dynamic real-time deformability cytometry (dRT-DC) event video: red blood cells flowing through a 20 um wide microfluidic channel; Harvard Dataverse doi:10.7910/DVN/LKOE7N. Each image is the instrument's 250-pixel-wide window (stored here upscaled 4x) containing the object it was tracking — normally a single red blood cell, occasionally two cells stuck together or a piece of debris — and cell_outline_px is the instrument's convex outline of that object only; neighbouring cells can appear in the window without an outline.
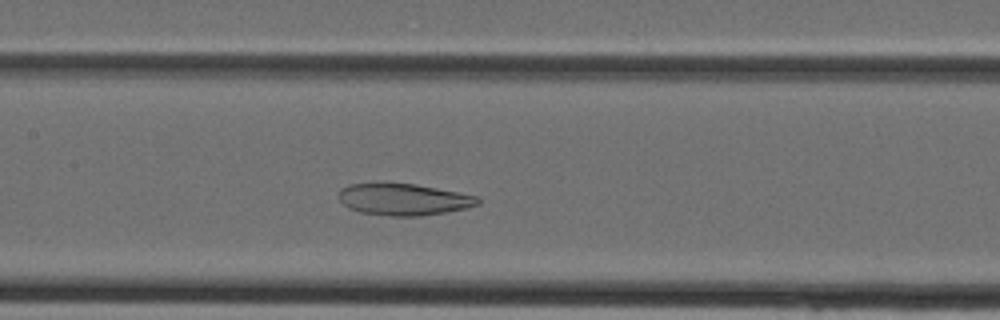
{"species": "Egyptian fruit bat (a non-hibernating species)", "species_latin": "Rousettus aegyptiacus", "temperature_condition": "cold", "stored_images_in_passage": 34, "camera_frame_rate_fps": 3000, "um_per_image_px": 0.085, "animal": {"sex": "female"}, "frame": {"image": 1, "passage_image": 13, "time_ms": 4.0, "image_size_px": [1000, 320], "cell_outline_px": [[480, 204], [464, 208], [444, 212], [420, 216], [388, 216], [360, 212], [348, 208], [340, 200], [340, 188], [348, 184], [376, 180], [384, 180], [416, 184], [476, 196], [480, 200]], "centroid_in_image_um": [34.21, 16.9], "position_along_channel_um": 173.2, "area_um2": 26.36}}
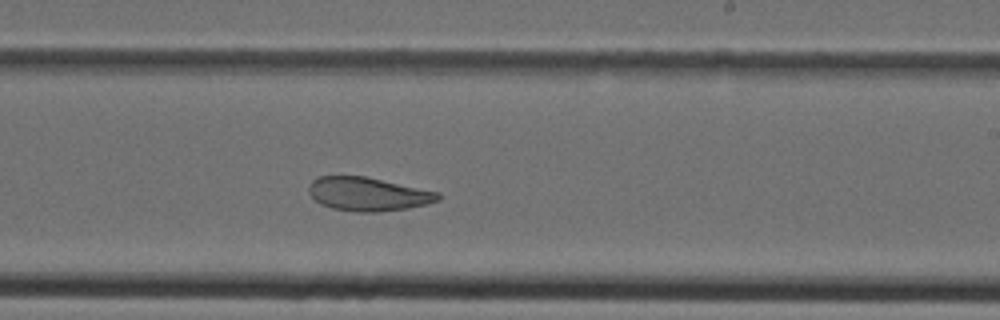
{"frame": {"image": 2, "passage_image": 18, "time_ms": 5.667, "image_size_px": [1000, 320], "cell_outline_px": [[440, 200], [428, 204], [408, 208], [380, 212], [356, 212], [332, 208], [320, 204], [308, 192], [308, 188], [312, 180], [320, 176], [364, 176], [440, 192]], "centroid_in_image_um": [31.3, 16.5], "position_along_channel_um": 257.7, "area_um2": 25.37}}
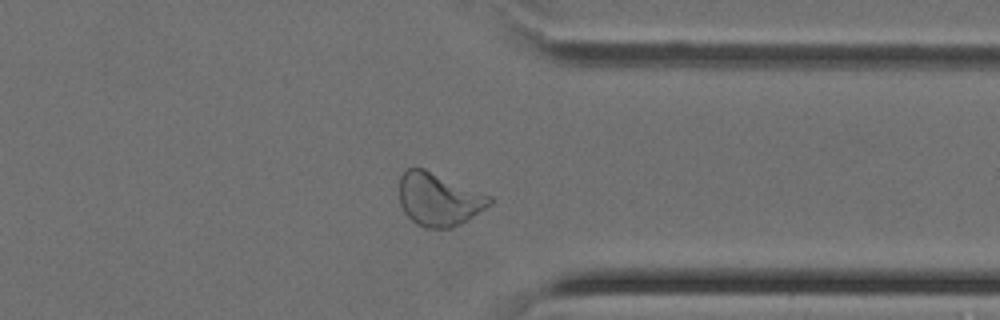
{"frame": {"image": 3, "passage_image": 25, "time_ms": 8.0, "image_size_px": [1000, 320], "cell_outline_px": [[492, 204], [460, 224], [452, 228], [424, 228], [416, 224], [404, 212], [400, 204], [400, 176], [408, 168], [424, 168], [492, 196]], "centroid_in_image_um": [37.3, 16.95], "position_along_channel_um": 374.1, "area_um2": 27.86}}